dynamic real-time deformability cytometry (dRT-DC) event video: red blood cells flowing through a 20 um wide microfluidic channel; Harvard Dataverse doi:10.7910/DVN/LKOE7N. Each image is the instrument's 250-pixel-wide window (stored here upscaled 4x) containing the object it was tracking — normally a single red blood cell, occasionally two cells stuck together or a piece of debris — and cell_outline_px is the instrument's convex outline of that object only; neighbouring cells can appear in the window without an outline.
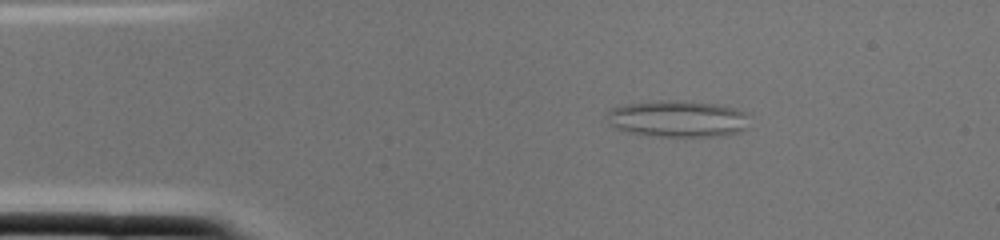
{"species": "common noctule bat (a hibernating species)", "species_latin": "Nyctalus noctula", "temperature_condition": "cold", "stored_images_in_passage": 1, "camera_frame_rate_fps": 3000, "um_per_image_px": 0.085, "animal": {"sex": "female", "body_mass_g": 22.0, "forearm_length_mm": 56.7}, "frame": {"image": 1, "passage_image": 1, "time_ms": 0.0, "image_size_px": [1000, 240], "cell_outline_px": [[748, 128], [740, 132], [724, 136], [656, 136], [624, 132], [608, 124], [604, 112], [612, 108], [624, 104], [660, 100], [676, 100], [720, 104], [736, 108], [744, 112]], "centroid_in_image_um": [57.55, 10.09], "position_along_channel_um": 27.4, "area_um2": 30.87}}